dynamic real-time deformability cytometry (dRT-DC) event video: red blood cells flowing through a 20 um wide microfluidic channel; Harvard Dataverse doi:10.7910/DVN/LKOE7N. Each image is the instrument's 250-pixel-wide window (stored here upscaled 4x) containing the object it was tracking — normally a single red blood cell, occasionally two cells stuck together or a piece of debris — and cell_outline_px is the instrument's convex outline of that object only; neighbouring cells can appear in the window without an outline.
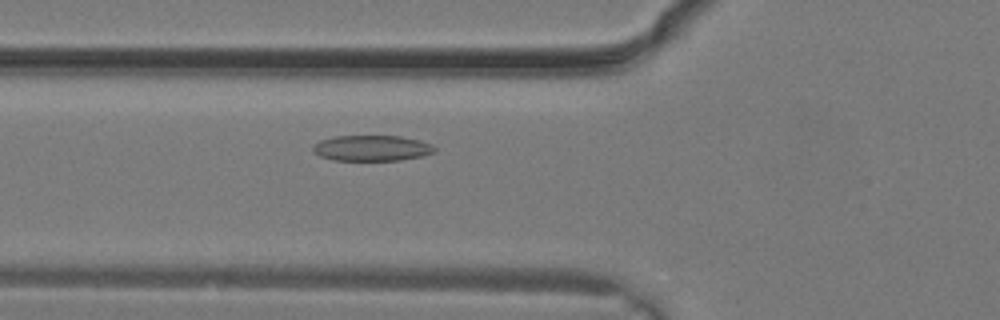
{"species": "common noctule bat (a hibernating species)", "species_latin": "Nyctalus noctula", "temperature_condition": "warm", "stored_images_in_passage": 14, "camera_frame_rate_fps": 3000, "um_per_image_px": 0.085, "animal": {"sex": "male", "body_mass_g": 19.2, "forearm_length_mm": 51.8}, "frame": {"image": 1, "passage_image": 5, "time_ms": 1.333, "image_size_px": [1000, 320], "cell_outline_px": [[436, 152], [424, 156], [400, 160], [332, 160], [320, 156], [312, 152], [312, 144], [320, 140], [336, 136], [400, 136], [420, 140], [432, 144], [436, 148]], "centroid_in_image_um": [31.61, 12.59], "position_along_channel_um": 94.2, "area_um2": 18.44}}
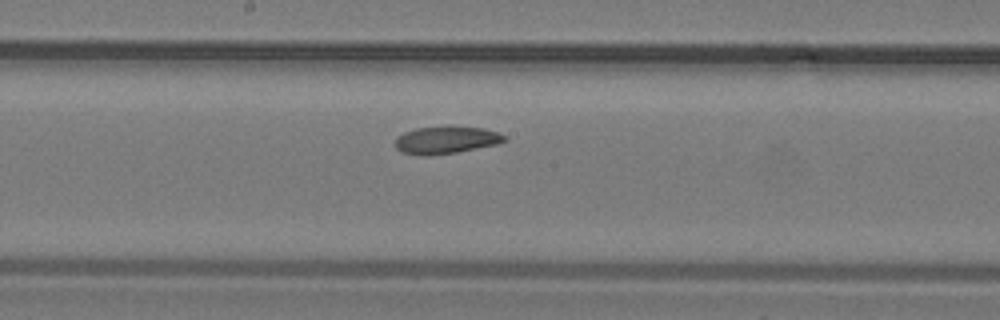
{"frame": {"image": 2, "passage_image": 10, "time_ms": 3.0, "image_size_px": [1000, 320], "cell_outline_px": [[508, 140], [496, 144], [456, 152], [428, 156], [424, 156], [400, 152], [396, 148], [396, 136], [404, 132], [416, 128], [448, 124], [484, 128], [500, 132]], "centroid_in_image_um": [37.91, 11.86], "position_along_channel_um": 210.3, "area_um2": 17.98}}
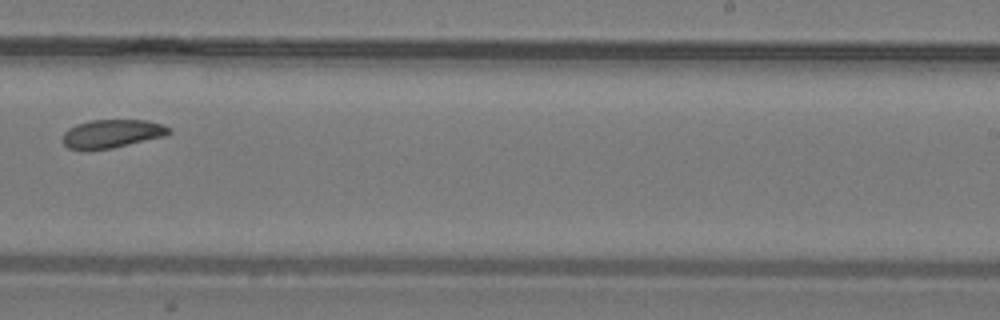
{"frame": {"image": 3, "passage_image": 13, "time_ms": 4.0, "image_size_px": [1000, 320], "cell_outline_px": [[172, 132], [164, 136], [112, 148], [88, 152], [68, 148], [64, 144], [64, 132], [68, 128], [76, 124], [92, 120], [144, 120], [160, 124], [172, 128]], "centroid_in_image_um": [9.48, 11.38], "position_along_channel_um": 279.5, "area_um2": 17.74}}